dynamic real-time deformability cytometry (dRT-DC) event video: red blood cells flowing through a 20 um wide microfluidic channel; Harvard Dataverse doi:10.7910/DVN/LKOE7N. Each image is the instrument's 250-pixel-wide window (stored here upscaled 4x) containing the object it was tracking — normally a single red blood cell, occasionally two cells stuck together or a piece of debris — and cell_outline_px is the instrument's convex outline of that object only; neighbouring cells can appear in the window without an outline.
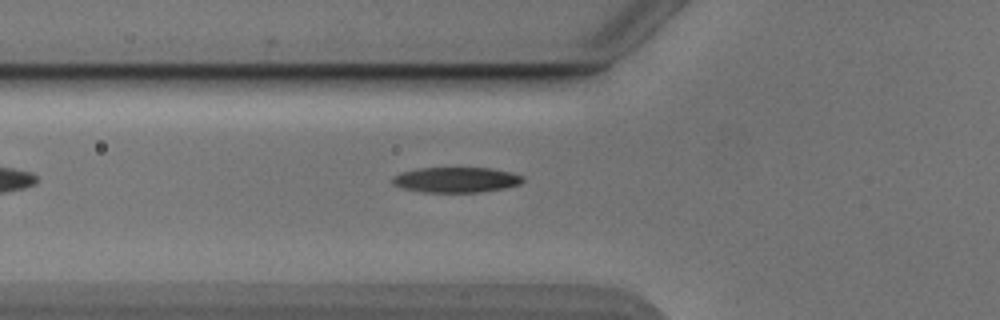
{"species": "Egyptian fruit bat (a non-hibernating species)", "species_latin": "Rousettus aegyptiacus", "temperature_condition": "cold", "stored_images_in_passage": 37, "camera_frame_rate_fps": 3000, "um_per_image_px": 0.085, "animal": {"sex": "male"}, "frame": {"image": 1, "passage_image": 3, "time_ms": 0.667, "image_size_px": [1000, 320], "cell_outline_px": [[524, 180], [520, 184], [504, 188], [480, 192], [420, 192], [404, 188], [392, 184], [392, 176], [400, 172], [420, 168], [492, 168], [524, 176]], "centroid_in_image_um": [38.75, 15.28], "position_along_channel_um": 87.1, "area_um2": 19.25}}
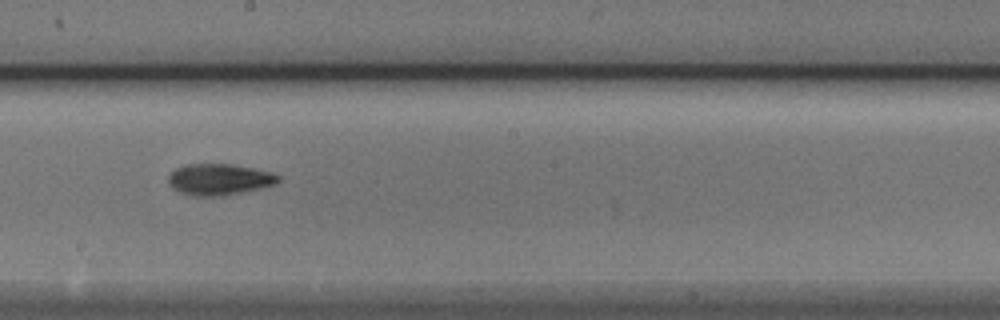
{"frame": {"image": 2, "passage_image": 14, "time_ms": 4.333, "image_size_px": [1000, 320], "cell_outline_px": [[280, 180], [276, 184], [260, 188], [220, 196], [196, 196], [180, 192], [172, 188], [168, 180], [168, 176], [176, 168], [184, 164], [232, 164], [252, 168], [268, 172], [280, 176]], "centroid_in_image_um": [18.61, 15.24], "position_along_channel_um": 229.6, "area_um2": 19.83}}
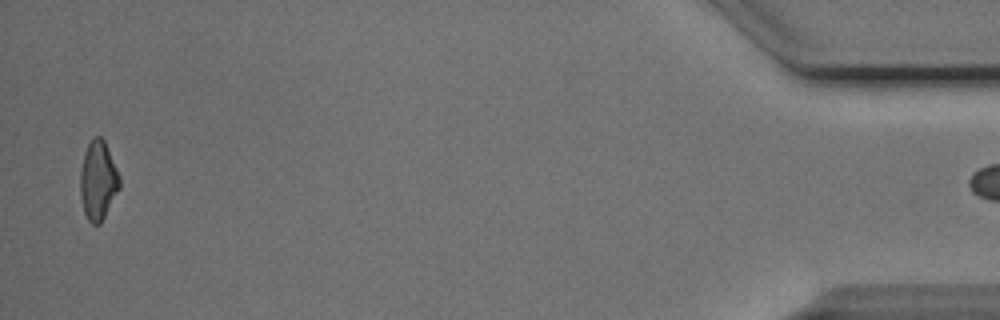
{"frame": {"image": 3, "passage_image": 36, "time_ms": 11.667, "image_size_px": [1000, 320], "cell_outline_px": [[120, 188], [100, 224], [92, 224], [88, 220], [84, 212], [80, 196], [80, 172], [84, 152], [92, 136], [100, 136], [104, 140], [120, 176]], "centroid_in_image_um": [8.33, 15.33], "position_along_channel_um": 426.9, "area_um2": 18.15}}